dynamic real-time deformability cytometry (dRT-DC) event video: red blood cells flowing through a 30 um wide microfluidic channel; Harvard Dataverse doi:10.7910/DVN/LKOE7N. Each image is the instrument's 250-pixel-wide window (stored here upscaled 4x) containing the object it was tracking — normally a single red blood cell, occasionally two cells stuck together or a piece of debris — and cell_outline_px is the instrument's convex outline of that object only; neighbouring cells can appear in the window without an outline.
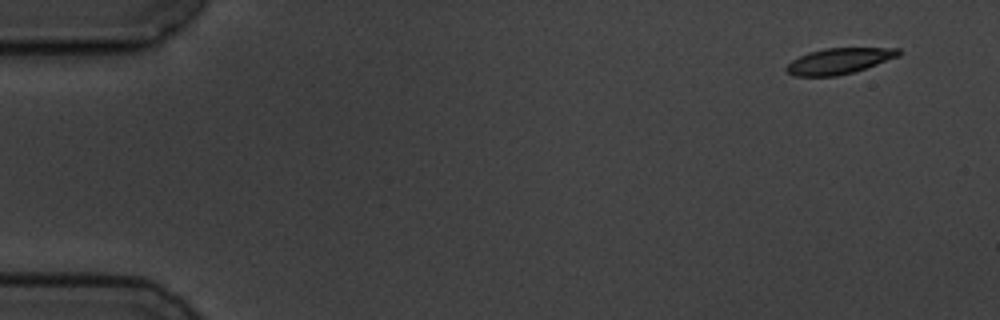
{"species": "common noctule bat (a hibernating species)", "species_latin": "Nyctalus noctula", "temperature_condition": "cold", "stored_images_in_passage": 13, "camera_frame_rate_fps": 3000, "um_per_image_px": 0.085, "animal": {"sex": "male", "body_mass_g": 19.5, "forearm_length_mm": 54.6}, "frame": {"image": 1, "passage_image": 1, "time_ms": 0.0, "image_size_px": [1000, 320], "cell_outline_px": [[900, 56], [852, 72], [836, 76], [796, 76], [788, 72], [784, 68], [792, 60], [808, 52], [824, 48], [900, 48]], "centroid_in_image_um": [71.3, 5.18], "position_along_channel_um": 13.7, "area_um2": 16.7}}
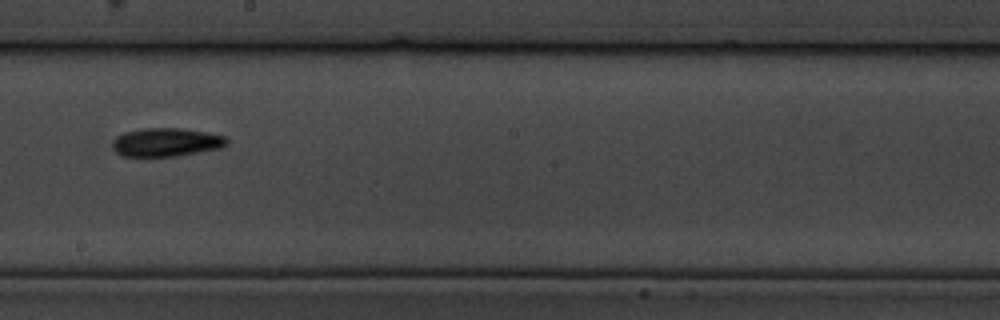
{"frame": {"image": 2, "passage_image": 8, "time_ms": 9.667, "image_size_px": [1000, 320], "cell_outline_px": [[228, 144], [220, 148], [176, 156], [124, 156], [116, 152], [112, 148], [112, 140], [116, 136], [124, 132], [144, 128], [184, 128], [208, 132], [228, 136]], "centroid_in_image_um": [14.15, 12.07], "position_along_channel_um": 234.1, "area_um2": 19.19}}
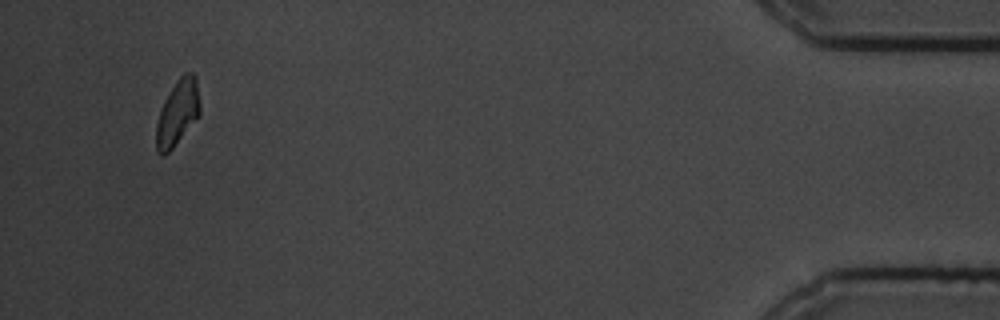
{"frame": {"image": 3, "passage_image": 13, "time_ms": 17.0, "image_size_px": [1000, 320], "cell_outline_px": [[200, 116], [172, 148], [164, 156], [160, 156], [156, 152], [156, 124], [164, 100], [176, 80], [184, 72], [192, 72], [196, 76], [200, 104]], "centroid_in_image_um": [15.1, 9.58], "position_along_channel_um": 420.1, "area_um2": 16.88}, "authors_computed_cell_mechanics": {"area_um2": 17.5712, "velocity_mm_per_s": 3.5186, "shape_relaxation_time_tau1_ms": 3.3944, "shape_relaxation_time_tau2_ms": null, "deformation_change_tau1": 0.09, "deformation_change_tau2": null}}